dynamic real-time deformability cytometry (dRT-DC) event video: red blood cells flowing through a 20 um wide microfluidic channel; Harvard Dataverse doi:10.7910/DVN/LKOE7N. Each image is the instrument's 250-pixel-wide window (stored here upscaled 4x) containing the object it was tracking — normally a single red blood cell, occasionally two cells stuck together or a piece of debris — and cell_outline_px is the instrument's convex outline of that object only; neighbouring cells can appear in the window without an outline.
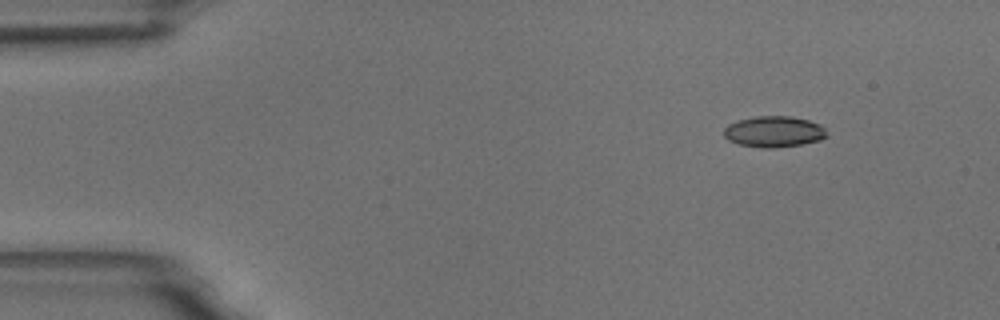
{"species": "common noctule bat (a hibernating species)", "species_latin": "Nyctalus noctula", "temperature_condition": "room temperature", "stored_images_in_passage": 3, "camera_frame_rate_fps": 3000, "um_per_image_px": 0.085, "animal": {"sex": "male", "body_mass_g": 18.8}, "frame": {"image": 1, "passage_image": 1, "time_ms": 0.0, "image_size_px": [1000, 320], "cell_outline_px": [[828, 136], [820, 140], [800, 144], [776, 148], [764, 148], [740, 144], [728, 140], [724, 136], [724, 128], [728, 124], [740, 120], [756, 116], [792, 116], [808, 120], [820, 124], [824, 128]], "centroid_in_image_um": [65.79, 11.19], "position_along_channel_um": 19.2, "area_um2": 18.55}}
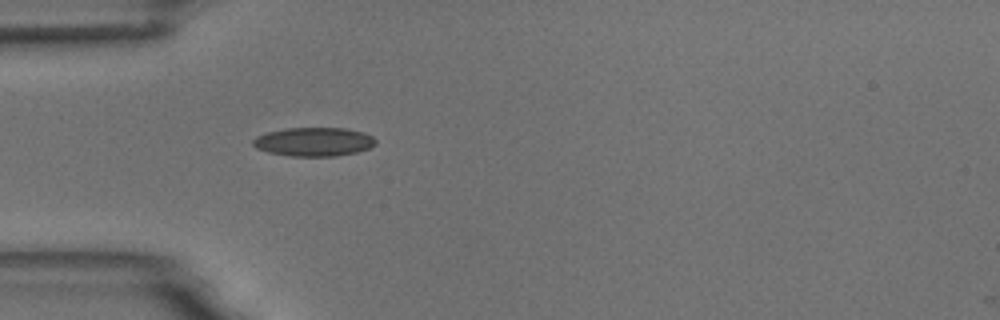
{"frame": {"image": 2, "passage_image": 3, "time_ms": 3.333, "image_size_px": [1000, 320], "cell_outline_px": [[376, 144], [368, 148], [356, 152], [336, 156], [292, 156], [268, 152], [256, 148], [252, 144], [252, 140], [256, 136], [268, 132], [288, 128], [344, 128], [364, 132], [372, 136], [376, 140]], "centroid_in_image_um": [26.67, 12.05], "position_along_channel_um": 58.3, "area_um2": 20.52}}